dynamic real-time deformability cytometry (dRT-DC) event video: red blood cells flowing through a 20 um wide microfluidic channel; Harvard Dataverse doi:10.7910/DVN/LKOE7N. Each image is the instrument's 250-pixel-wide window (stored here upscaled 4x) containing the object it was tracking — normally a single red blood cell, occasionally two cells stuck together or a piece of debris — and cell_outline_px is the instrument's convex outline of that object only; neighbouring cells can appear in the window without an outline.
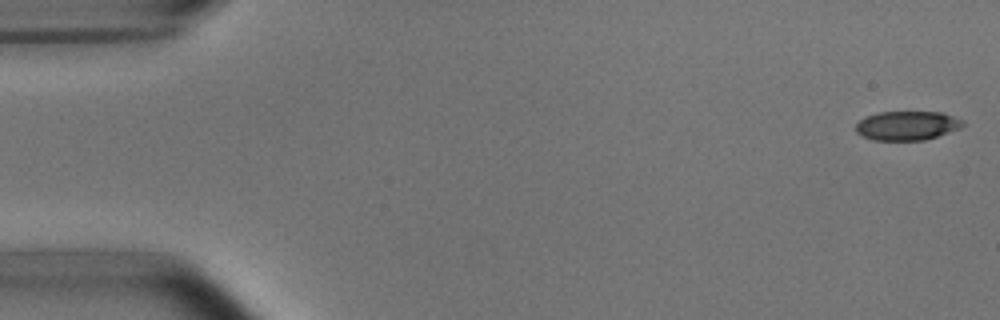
{"species": "common noctule bat (a hibernating species)", "species_latin": "Nyctalus noctula", "temperature_condition": "room temperature", "stored_images_in_passage": 5, "camera_frame_rate_fps": 3000, "um_per_image_px": 0.085, "animal": {"sex": "male", "body_mass_g": 15.6}, "frame": {"image": 1, "passage_image": 1, "time_ms": 0.0, "image_size_px": [1000, 320], "cell_outline_px": [[964, 124], [960, 128], [924, 140], [872, 140], [856, 132], [856, 124], [864, 116], [880, 112], [944, 112], [964, 120]], "centroid_in_image_um": [77.1, 10.66], "position_along_channel_um": 7.9, "area_um2": 18.15}}
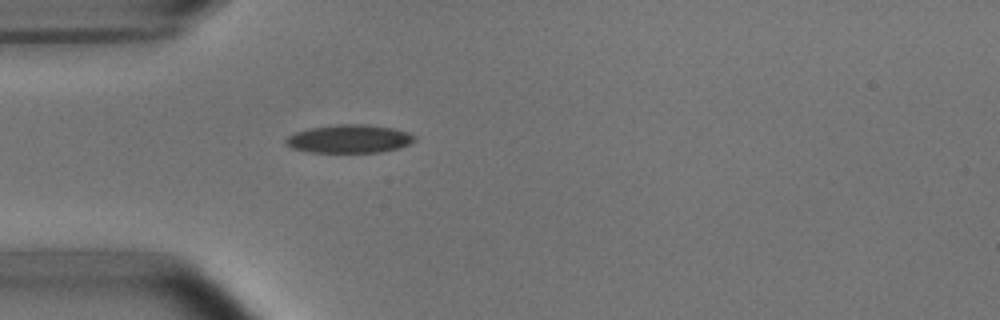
{"frame": {"image": 2, "passage_image": 5, "time_ms": 4.667, "image_size_px": [1000, 320], "cell_outline_px": [[416, 140], [400, 148], [380, 152], [308, 152], [292, 148], [284, 140], [288, 136], [296, 132], [312, 128], [336, 124], [368, 124], [396, 128], [408, 132], [416, 136]], "centroid_in_image_um": [29.74, 11.79], "position_along_channel_um": 55.3, "area_um2": 21.27}}